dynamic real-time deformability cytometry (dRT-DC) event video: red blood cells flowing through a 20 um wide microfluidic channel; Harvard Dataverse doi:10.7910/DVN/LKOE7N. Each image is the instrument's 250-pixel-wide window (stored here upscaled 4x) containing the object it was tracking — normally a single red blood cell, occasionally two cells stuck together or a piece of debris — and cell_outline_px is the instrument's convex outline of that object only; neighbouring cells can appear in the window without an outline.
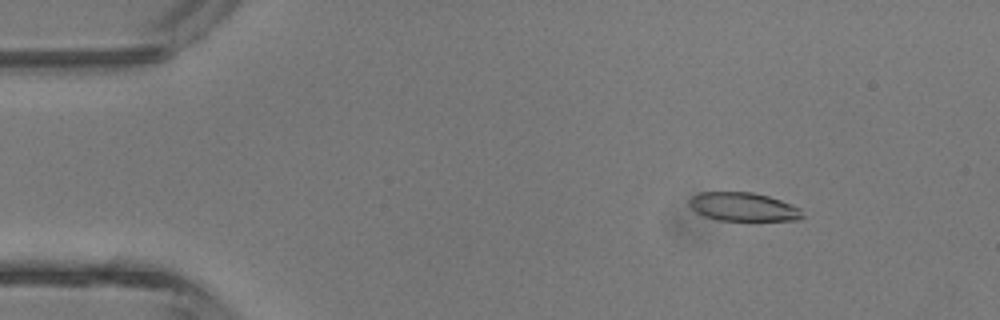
{"species": "common noctule bat (a hibernating species)", "species_latin": "Nyctalus noctula", "temperature_condition": "room temperature", "stored_images_in_passage": 4, "camera_frame_rate_fps": 3000, "um_per_image_px": 0.085, "animal": {"sex": "male", "body_mass_g": 13.3}, "frame": {"image": 1, "passage_image": 2, "time_ms": 1.0, "image_size_px": [1000, 320], "cell_outline_px": [[804, 216], [800, 220], [720, 220], [704, 216], [696, 212], [688, 204], [688, 200], [692, 196], [700, 192], [752, 192], [768, 196], [792, 204], [800, 208]], "centroid_in_image_um": [63.17, 17.58], "position_along_channel_um": 21.8, "area_um2": 18.84}}
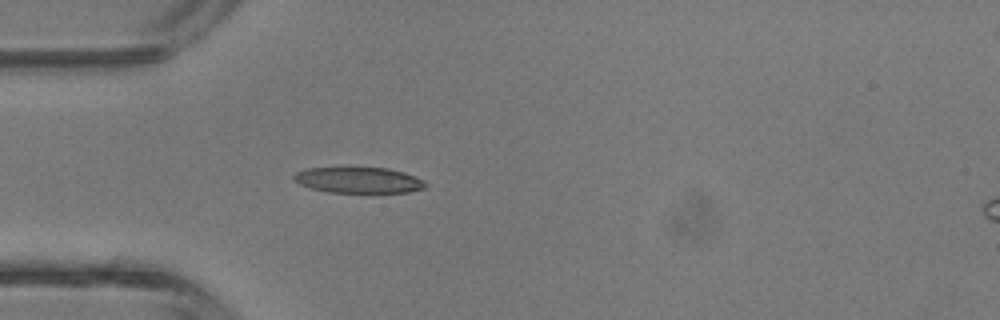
{"frame": {"image": 2, "passage_image": 4, "time_ms": 3.333, "image_size_px": [1000, 320], "cell_outline_px": [[428, 184], [424, 188], [408, 192], [328, 192], [312, 188], [300, 184], [292, 180], [292, 176], [296, 172], [308, 168], [388, 168], [404, 172], [424, 180]], "centroid_in_image_um": [30.48, 15.31], "position_along_channel_um": 54.5, "area_um2": 19.71}}